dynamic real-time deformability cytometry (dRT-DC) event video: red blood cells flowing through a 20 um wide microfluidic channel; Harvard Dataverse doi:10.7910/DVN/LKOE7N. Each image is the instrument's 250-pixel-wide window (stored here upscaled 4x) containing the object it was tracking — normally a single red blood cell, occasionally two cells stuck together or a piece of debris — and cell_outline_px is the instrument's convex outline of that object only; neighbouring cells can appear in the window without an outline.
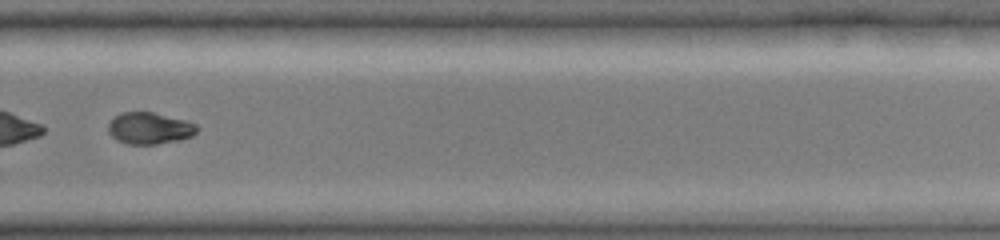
{"species": "common noctule bat (a hibernating species)", "species_latin": "Nyctalus noctula", "temperature_condition": "cold", "stored_images_in_passage": 32, "camera_frame_rate_fps": 3000, "um_per_image_px": 0.085, "animal": {"sex": "female", "body_mass_g": 19.0, "forearm_length_mm": 51.5}, "frame": {"image": 1, "passage_image": 32, "time_ms": 11.0, "image_size_px": [1000, 240], "cell_outline_px": [[200, 128], [192, 136], [180, 140], [156, 144], [128, 144], [116, 140], [108, 132], [108, 124], [120, 112], [152, 112], [188, 120], [196, 124]], "centroid_in_image_um": [12.74, 10.9], "position_along_channel_um": 317.1, "area_um2": 16.53}}